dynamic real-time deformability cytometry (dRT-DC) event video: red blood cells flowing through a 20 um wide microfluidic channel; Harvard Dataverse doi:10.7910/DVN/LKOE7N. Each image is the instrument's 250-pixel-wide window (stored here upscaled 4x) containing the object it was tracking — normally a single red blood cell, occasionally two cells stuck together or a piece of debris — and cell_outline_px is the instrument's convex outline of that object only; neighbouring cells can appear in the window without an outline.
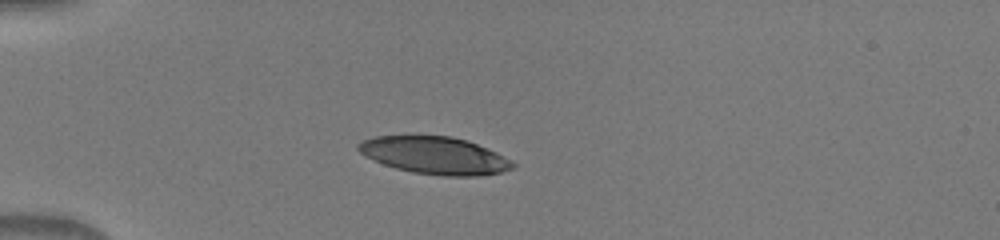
{"species": "human", "species_latin": "Homo sapiens", "temperature_condition": "warm", "stored_images_in_passage": 37, "camera_frame_rate_fps": 3000, "um_per_image_px": 0.085, "donor": {"sex": "male"}, "frame": {"image": 1, "passage_image": 1, "time_ms": 0.0, "image_size_px": [1000, 240], "cell_outline_px": [[516, 164], [512, 168], [500, 172], [480, 176], [444, 176], [412, 172], [396, 168], [384, 164], [364, 156], [356, 148], [356, 144], [364, 140], [376, 136], [452, 136], [468, 140], [496, 152], [512, 160]], "centroid_in_image_um": [36.96, 13.21], "position_along_channel_um": 48.0, "area_um2": 33.58}}
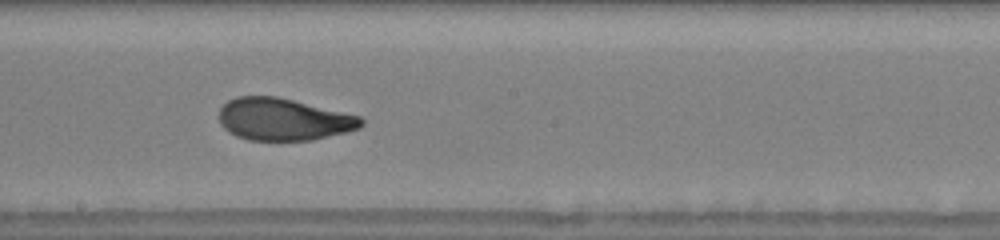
{"frame": {"image": 2, "passage_image": 16, "time_ms": 5.0, "image_size_px": [1000, 240], "cell_outline_px": [[364, 124], [360, 128], [312, 140], [248, 140], [236, 136], [228, 132], [220, 124], [220, 108], [228, 100], [236, 96], [276, 96], [360, 116], [364, 120]], "centroid_in_image_um": [24.07, 10.14], "position_along_channel_um": 224.1, "area_um2": 34.8}}
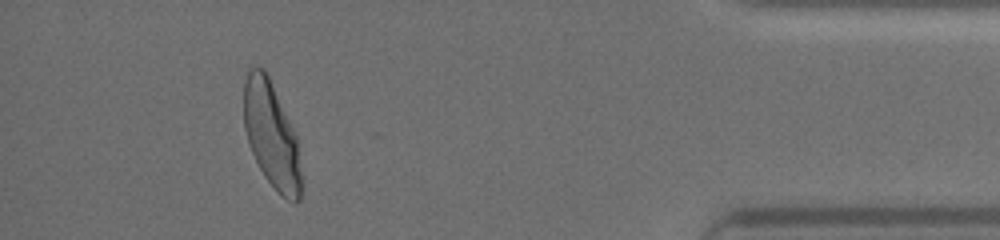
{"frame": {"image": 3, "passage_image": 33, "time_ms": 10.667, "image_size_px": [1000, 240], "cell_outline_px": [[300, 200], [296, 204], [292, 204], [280, 196], [276, 192], [264, 176], [252, 152], [244, 128], [244, 80], [248, 68], [264, 68], [268, 76], [296, 136], [300, 172]], "centroid_in_image_um": [23.05, 11.52], "position_along_channel_um": 412.1, "area_um2": 34.97}}